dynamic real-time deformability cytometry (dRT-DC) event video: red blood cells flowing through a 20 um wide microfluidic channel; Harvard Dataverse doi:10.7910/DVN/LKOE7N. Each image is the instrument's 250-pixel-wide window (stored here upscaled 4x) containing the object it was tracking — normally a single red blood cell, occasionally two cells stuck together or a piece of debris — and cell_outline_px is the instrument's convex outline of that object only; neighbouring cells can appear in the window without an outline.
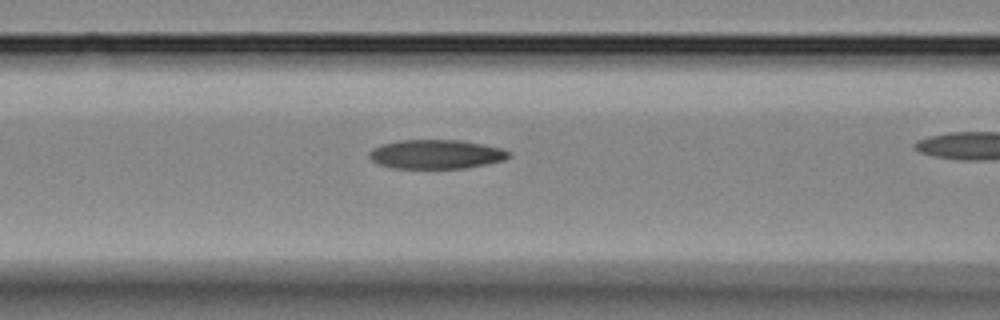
{"species": "Egyptian fruit bat (a non-hibernating species)", "species_latin": "Rousettus aegyptiacus", "temperature_condition": "room temperature", "stored_images_in_passage": 25, "camera_frame_rate_fps": 3000, "um_per_image_px": 0.085, "animal": {"sex": "female"}, "frame": {"image": 1, "passage_image": 8, "time_ms": 2.333, "image_size_px": [1000, 320], "cell_outline_px": [[512, 156], [504, 160], [488, 164], [464, 168], [392, 168], [376, 164], [368, 156], [368, 152], [372, 148], [380, 144], [400, 140], [460, 140], [484, 144], [500, 148], [512, 152]], "centroid_in_image_um": [37.06, 13.11], "position_along_channel_um": 129.5, "area_um2": 23.99}}
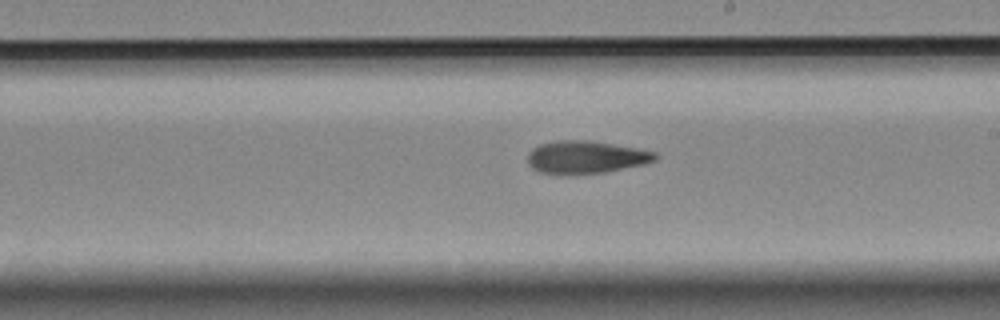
{"frame": {"image": 2, "passage_image": 15, "time_ms": 4.667, "image_size_px": [1000, 320], "cell_outline_px": [[660, 156], [656, 160], [644, 164], [604, 172], [540, 172], [532, 168], [528, 164], [528, 152], [532, 148], [540, 144], [556, 140], [588, 140], [636, 148], [656, 152]], "centroid_in_image_um": [49.82, 13.32], "position_along_channel_um": 239.2, "area_um2": 23.7}}
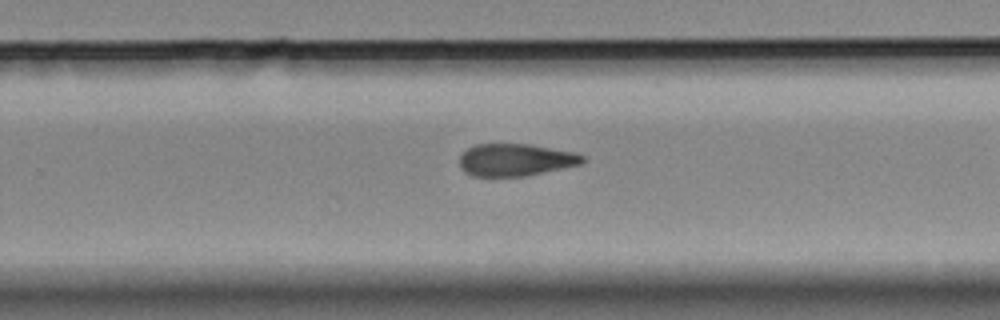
{"frame": {"image": 3, "passage_image": 18, "time_ms": 5.667, "image_size_px": [1000, 320], "cell_outline_px": [[584, 164], [528, 176], [472, 176], [464, 172], [460, 168], [460, 156], [468, 148], [476, 144], [532, 144], [576, 152], [584, 156]], "centroid_in_image_um": [43.87, 13.59], "position_along_channel_um": 285.9, "area_um2": 23.52}}